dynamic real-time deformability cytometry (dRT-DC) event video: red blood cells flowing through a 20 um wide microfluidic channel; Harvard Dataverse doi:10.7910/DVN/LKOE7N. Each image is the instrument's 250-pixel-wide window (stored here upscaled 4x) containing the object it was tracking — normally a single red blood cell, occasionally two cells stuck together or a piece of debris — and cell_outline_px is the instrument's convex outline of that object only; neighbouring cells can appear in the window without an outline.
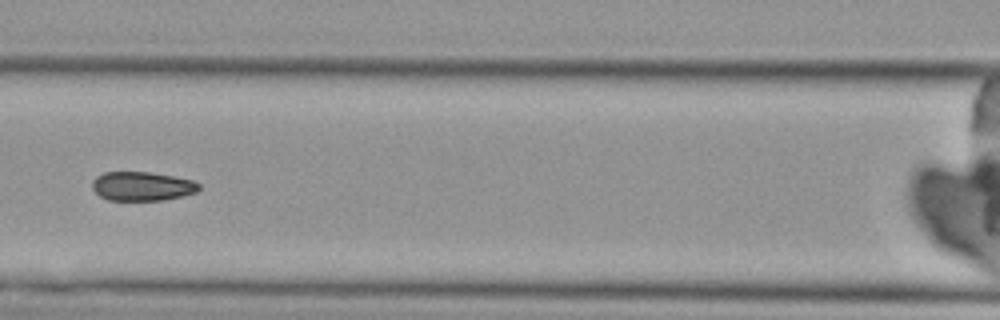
{"species": "Egyptian fruit bat (a non-hibernating species)", "species_latin": "Rousettus aegyptiacus", "temperature_condition": "cold", "stored_images_in_passage": 7, "camera_frame_rate_fps": 3000, "um_per_image_px": 0.085, "animal": {"sex": "female"}, "frame": {"image": 1, "passage_image": 7, "time_ms": 8.0, "image_size_px": [1000, 320], "cell_outline_px": [[200, 188], [196, 192], [164, 200], [108, 200], [100, 196], [92, 188], [92, 180], [96, 176], [104, 172], [148, 172], [172, 176], [192, 180], [200, 184]], "centroid_in_image_um": [12.05, 15.83], "position_along_channel_um": 154.5, "area_um2": 17.98}}